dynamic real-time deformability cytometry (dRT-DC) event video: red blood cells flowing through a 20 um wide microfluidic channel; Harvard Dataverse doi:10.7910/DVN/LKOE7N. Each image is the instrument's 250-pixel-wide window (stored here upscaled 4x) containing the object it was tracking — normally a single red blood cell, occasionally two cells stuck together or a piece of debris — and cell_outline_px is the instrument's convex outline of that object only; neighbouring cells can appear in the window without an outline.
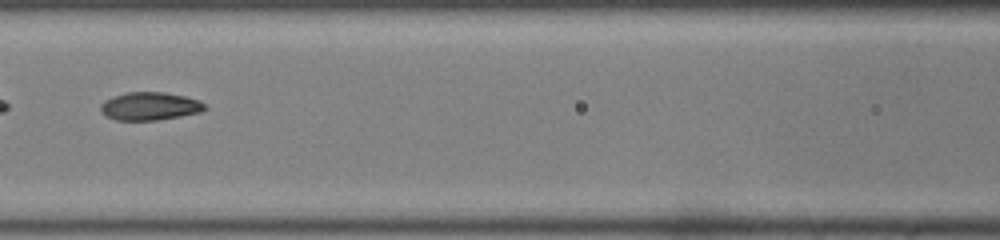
{"species": "common noctule bat (a hibernating species)", "species_latin": "Nyctalus noctula", "temperature_condition": "room temperature", "stored_images_in_passage": 51, "segment_of_instrument_passage": [2, 2], "camera_frame_rate_fps": 3000, "um_per_image_px": 0.085, "animal": {"sex": "male", "body_mass_g": 19.0, "forearm_length_mm": 50.8}, "frame": {"image": 1, "passage_image": 24, "time_ms": 7.667, "image_size_px": [1000, 240], "cell_outline_px": [[208, 108], [200, 112], [180, 116], [156, 120], [116, 120], [108, 116], [100, 108], [100, 104], [104, 100], [128, 92], [164, 92], [184, 96], [200, 100]], "centroid_in_image_um": [12.77, 9.02], "position_along_channel_um": 153.8, "area_um2": 16.82}}
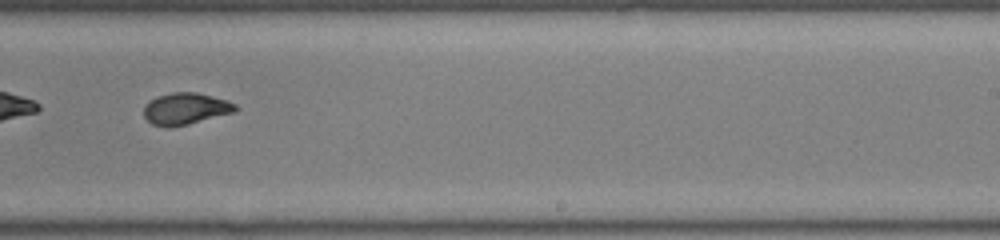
{"frame": {"image": 2, "passage_image": 33, "time_ms": 10.667, "image_size_px": [1000, 240], "cell_outline_px": [[240, 108], [236, 112], [188, 124], [168, 128], [164, 128], [152, 124], [144, 116], [144, 104], [156, 96], [172, 92], [196, 92], [228, 100], [236, 104]], "centroid_in_image_um": [15.78, 9.24], "position_along_channel_um": 273.2, "area_um2": 17.22}}
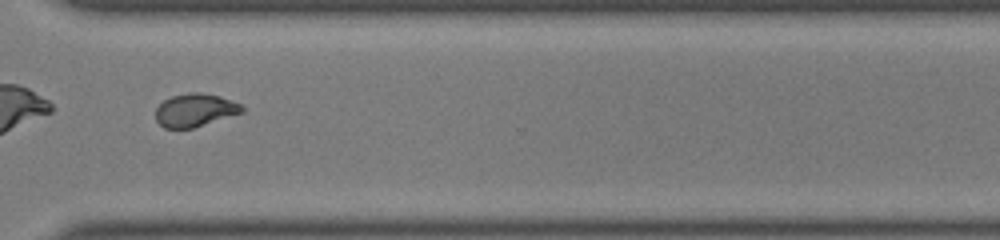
{"frame": {"image": 3, "passage_image": 39, "time_ms": 12.667, "image_size_px": [1000, 240], "cell_outline_px": [[244, 112], [192, 128], [164, 128], [156, 120], [156, 108], [164, 100], [172, 96], [192, 92], [200, 92], [220, 96], [240, 104], [244, 108]], "centroid_in_image_um": [16.57, 9.36], "position_along_channel_um": 354.0, "area_um2": 16.47}}